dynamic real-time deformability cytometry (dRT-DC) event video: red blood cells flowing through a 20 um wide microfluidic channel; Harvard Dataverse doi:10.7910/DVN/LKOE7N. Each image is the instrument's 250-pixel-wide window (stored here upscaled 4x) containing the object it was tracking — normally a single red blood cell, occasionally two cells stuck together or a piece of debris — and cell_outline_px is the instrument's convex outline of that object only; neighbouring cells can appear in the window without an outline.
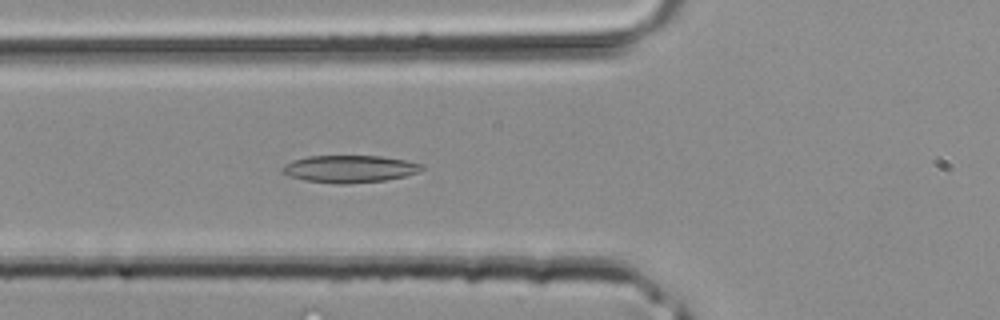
{"species": "common noctule bat (a hibernating species)", "species_latin": "Nyctalus noctula", "temperature_condition": "room temperature", "stored_images_in_passage": 32, "camera_frame_rate_fps": 3000, "um_per_image_px": 0.085, "animal": {"sex": "male", "body_mass_g": 20.4}, "frame": {"image": 1, "passage_image": 7, "time_ms": 2.0, "image_size_px": [1000, 320], "cell_outline_px": [[424, 168], [420, 172], [404, 176], [384, 180], [348, 184], [340, 184], [304, 180], [288, 176], [280, 172], [280, 168], [284, 164], [292, 160], [308, 156], [380, 156], [408, 160], [424, 164]], "centroid_in_image_um": [29.7, 14.35], "position_along_channel_um": 96.1, "area_um2": 22.43}}
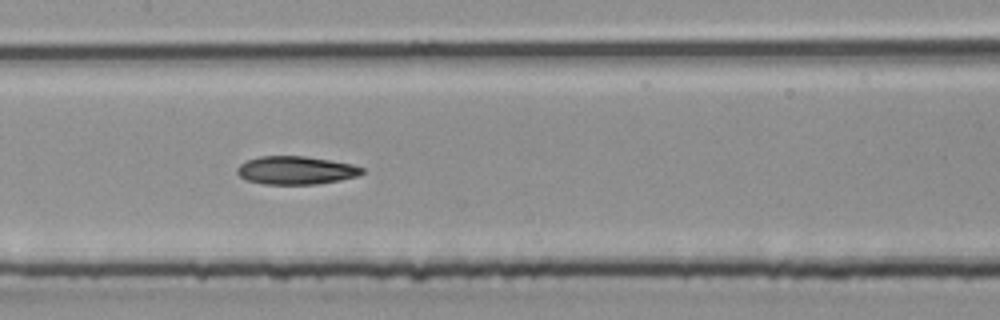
{"frame": {"image": 2, "passage_image": 12, "time_ms": 3.667, "image_size_px": [1000, 320], "cell_outline_px": [[364, 172], [356, 176], [340, 180], [316, 184], [264, 184], [244, 180], [236, 172], [236, 168], [240, 164], [248, 160], [260, 156], [304, 156], [352, 164], [364, 168]], "centroid_in_image_um": [25.12, 14.48], "position_along_channel_um": 182.3, "area_um2": 20.46}}
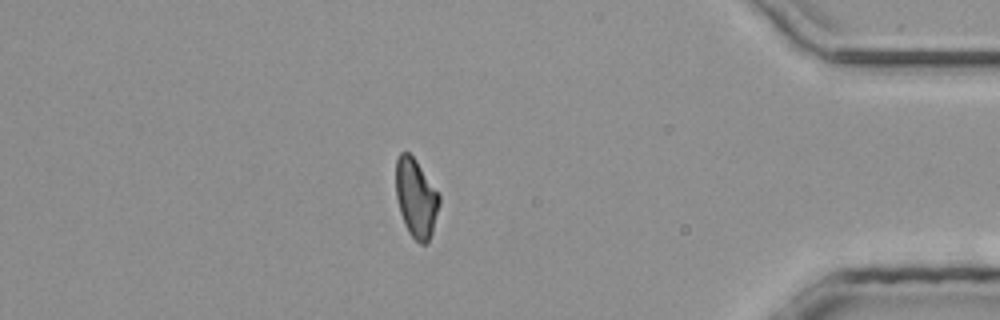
{"frame": {"image": 3, "passage_image": 27, "time_ms": 8.667, "image_size_px": [1000, 320], "cell_outline_px": [[440, 204], [432, 232], [428, 244], [420, 244], [408, 232], [404, 224], [400, 212], [396, 196], [396, 160], [400, 152], [408, 152], [416, 160], [440, 196]], "centroid_in_image_um": [35.36, 16.85], "position_along_channel_um": 399.8, "area_um2": 19.83}}